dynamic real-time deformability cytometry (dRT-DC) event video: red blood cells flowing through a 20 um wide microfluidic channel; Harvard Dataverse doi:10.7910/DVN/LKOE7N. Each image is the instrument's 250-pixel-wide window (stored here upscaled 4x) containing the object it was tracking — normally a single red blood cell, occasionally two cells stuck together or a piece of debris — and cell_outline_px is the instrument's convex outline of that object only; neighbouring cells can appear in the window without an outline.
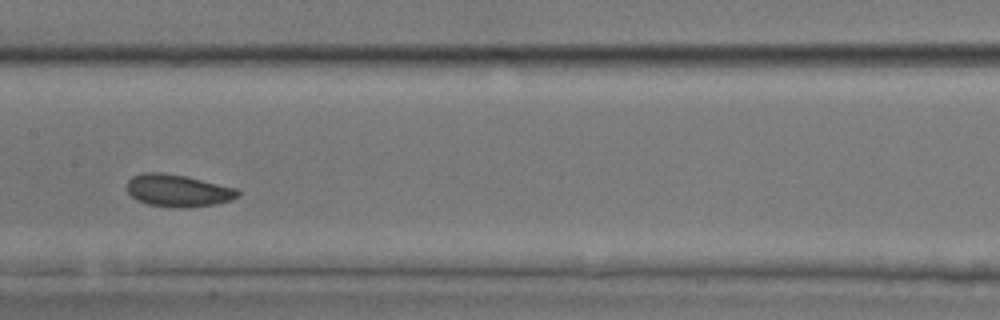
{"species": "common noctule bat (a hibernating species)", "species_latin": "Nyctalus noctula", "temperature_condition": "room temperature", "stored_images_in_passage": 19, "camera_frame_rate_fps": 3000, "um_per_image_px": 0.085, "animal": {"sex": "male", "body_mass_g": 17.9, "forearm_length_mm": 54.2}, "frame": {"image": 1, "passage_image": 11, "time_ms": 3.333, "image_size_px": [1000, 320], "cell_outline_px": [[240, 196], [232, 200], [212, 204], [188, 208], [180, 208], [148, 204], [136, 200], [128, 192], [128, 180], [132, 176], [144, 172], [160, 172], [188, 176], [236, 188], [240, 192]], "centroid_in_image_um": [15.14, 16.19], "position_along_channel_um": 192.3, "area_um2": 20.92}}
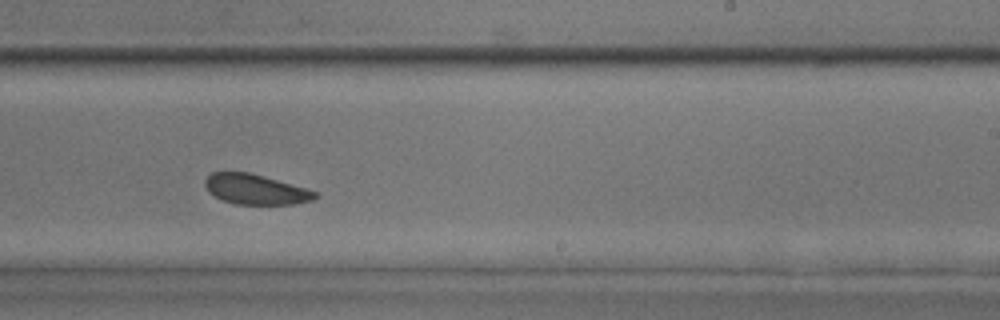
{"frame": {"image": 2, "passage_image": 16, "time_ms": 5.0, "image_size_px": [1000, 320], "cell_outline_px": [[320, 196], [312, 200], [296, 204], [236, 204], [224, 200], [208, 192], [204, 184], [204, 180], [212, 172], [248, 172], [264, 176], [304, 188], [316, 192]], "centroid_in_image_um": [21.71, 16.09], "position_along_channel_um": 267.3, "area_um2": 19.13}}